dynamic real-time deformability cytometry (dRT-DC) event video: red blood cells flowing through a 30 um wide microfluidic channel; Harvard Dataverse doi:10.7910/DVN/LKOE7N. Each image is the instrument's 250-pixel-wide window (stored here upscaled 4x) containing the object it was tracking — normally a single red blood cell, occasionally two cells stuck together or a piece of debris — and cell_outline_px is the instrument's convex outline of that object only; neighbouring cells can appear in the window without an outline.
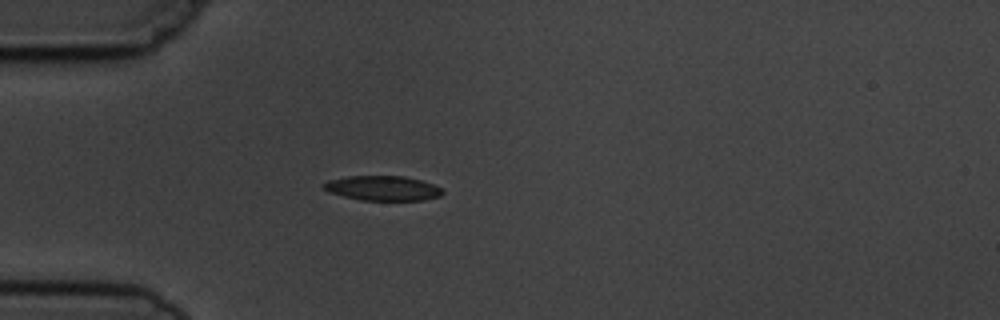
{"species": "common noctule bat (a hibernating species)", "species_latin": "Nyctalus noctula", "temperature_condition": "cold", "stored_images_in_passage": 2, "camera_frame_rate_fps": 3000, "um_per_image_px": 0.085, "animal": {"sex": "male", "body_mass_g": 19.5, "forearm_length_mm": 54.6}, "frame": {"image": 1, "passage_image": 1, "time_ms": 0.0, "image_size_px": [1000, 320], "cell_outline_px": [[444, 192], [440, 196], [424, 200], [360, 200], [328, 192], [320, 184], [328, 180], [348, 176], [404, 176], [420, 180], [432, 184], [440, 188]], "centroid_in_image_um": [32.5, 15.99], "position_along_channel_um": 52.5, "area_um2": 17.11}}